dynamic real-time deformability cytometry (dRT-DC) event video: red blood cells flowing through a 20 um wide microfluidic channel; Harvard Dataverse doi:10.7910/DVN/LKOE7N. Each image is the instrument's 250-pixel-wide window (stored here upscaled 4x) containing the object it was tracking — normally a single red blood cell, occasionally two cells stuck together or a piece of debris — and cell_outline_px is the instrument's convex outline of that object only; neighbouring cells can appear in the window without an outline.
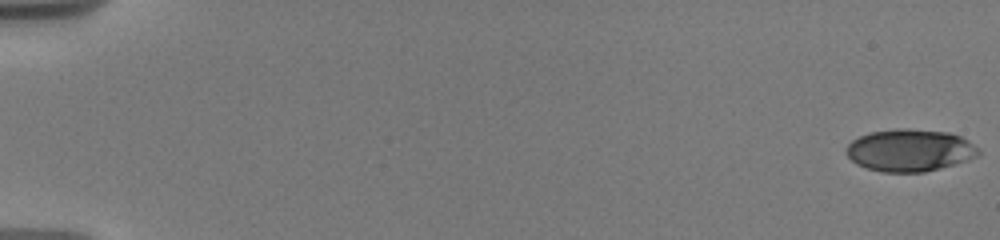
{"species": "human", "species_latin": "Homo sapiens", "temperature_condition": "warm", "stored_images_in_passage": 39, "camera_frame_rate_fps": 3000, "um_per_image_px": 0.085, "donor": {"sex": "male"}, "frame": {"image": 1, "passage_image": 1, "time_ms": 0.0, "image_size_px": [1000, 240], "cell_outline_px": [[980, 156], [968, 160], [940, 168], [924, 172], [884, 172], [868, 168], [856, 164], [844, 152], [848, 144], [852, 140], [868, 132], [896, 128], [908, 128], [948, 132], [960, 136], [968, 140], [980, 148]], "centroid_in_image_um": [77.35, 12.76], "position_along_channel_um": 7.7, "area_um2": 32.83}}
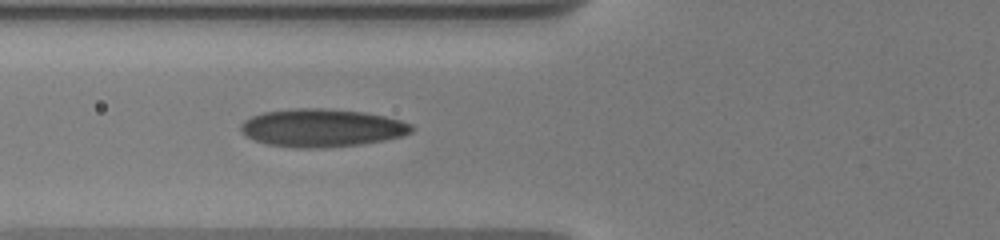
{"frame": {"image": 2, "passage_image": 20, "time_ms": 7.333, "image_size_px": [1000, 240], "cell_outline_px": [[412, 132], [400, 136], [384, 140], [356, 144], [324, 148], [296, 148], [268, 144], [244, 136], [240, 132], [240, 124], [244, 120], [252, 116], [264, 112], [292, 108], [324, 108], [364, 112], [384, 116], [400, 120], [412, 124]], "centroid_in_image_um": [27.3, 10.86], "position_along_channel_um": 98.5, "area_um2": 37.74}}
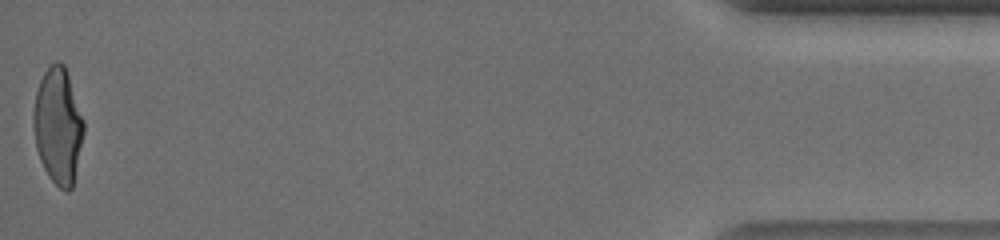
{"frame": {"image": 3, "passage_image": 39, "time_ms": 18.333, "image_size_px": [1000, 240], "cell_outline_px": [[84, 132], [72, 188], [68, 192], [60, 188], [48, 176], [40, 160], [36, 148], [32, 124], [32, 112], [36, 92], [40, 80], [44, 72], [56, 60], [64, 64], [84, 120]], "centroid_in_image_um": [4.91, 10.7], "position_along_channel_um": 430.3, "area_um2": 33.99}, "authors_computed_cell_mechanics": {"area_um2": 34.5066, "velocity_mm_per_s": 3.7404, "shape_relaxation_time_tau1_ms": 5.5189, "shape_relaxation_time_tau2_ms": null, "deformation_change_tau1": 0.1965, "deformation_change_tau2": null}}